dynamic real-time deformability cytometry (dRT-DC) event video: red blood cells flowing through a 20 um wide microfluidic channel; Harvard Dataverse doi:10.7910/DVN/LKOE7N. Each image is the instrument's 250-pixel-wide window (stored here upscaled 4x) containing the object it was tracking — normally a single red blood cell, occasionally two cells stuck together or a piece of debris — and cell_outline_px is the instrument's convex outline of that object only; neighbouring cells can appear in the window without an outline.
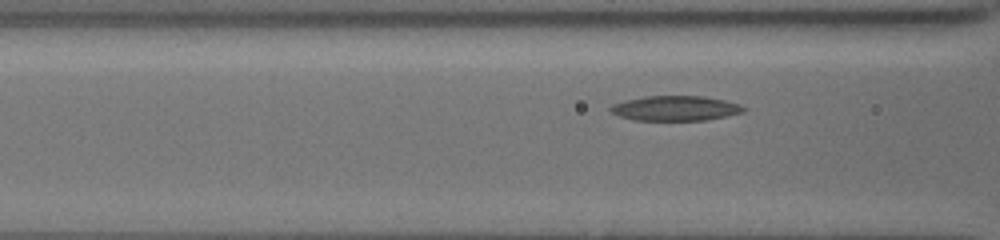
{"species": "common noctule bat (a hibernating species)", "species_latin": "Nyctalus noctula", "temperature_condition": "cold", "stored_images_in_passage": 15, "camera_frame_rate_fps": 3000, "um_per_image_px": 0.085, "animal": {"sex": "female", "body_mass_g": 19.5, "forearm_length_mm": 54.1}, "frame": {"image": 1, "passage_image": 7, "time_ms": 2.0, "image_size_px": [1000, 240], "cell_outline_px": [[748, 108], [744, 112], [728, 116], [704, 120], [636, 120], [620, 116], [612, 112], [608, 108], [612, 104], [644, 96], [700, 96], [724, 100], [740, 104]], "centroid_in_image_um": [57.45, 9.2], "position_along_channel_um": 109.1, "area_um2": 19.25}}
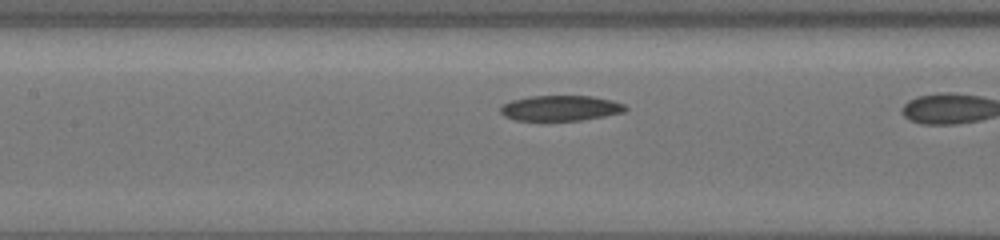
{"frame": {"image": 2, "passage_image": 11, "time_ms": 3.333, "image_size_px": [1000, 240], "cell_outline_px": [[628, 108], [624, 112], [604, 116], [580, 120], [516, 120], [504, 116], [500, 112], [500, 108], [504, 104], [512, 100], [528, 96], [592, 96], [612, 100], [624, 104]], "centroid_in_image_um": [47.65, 9.18], "position_along_channel_um": 159.8, "area_um2": 18.38}}